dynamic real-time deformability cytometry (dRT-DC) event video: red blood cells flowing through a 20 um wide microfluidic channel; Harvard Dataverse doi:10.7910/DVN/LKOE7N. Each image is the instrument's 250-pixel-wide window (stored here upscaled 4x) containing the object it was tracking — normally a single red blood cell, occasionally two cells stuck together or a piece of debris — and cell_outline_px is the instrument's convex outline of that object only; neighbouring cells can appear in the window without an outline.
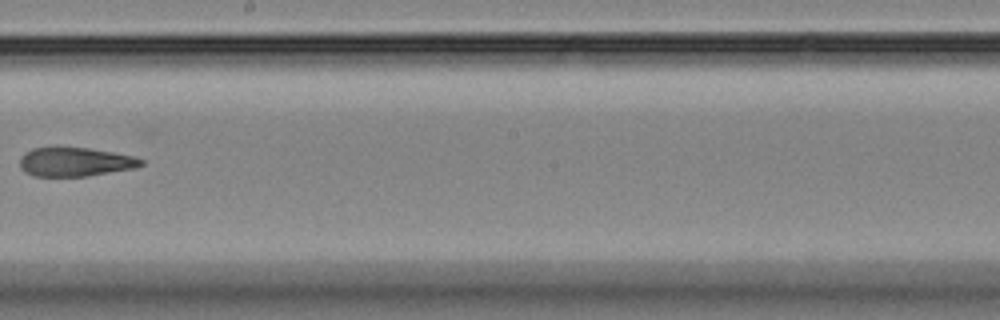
{"species": "Egyptian fruit bat (a non-hibernating species)", "species_latin": "Rousettus aegyptiacus", "temperature_condition": "room temperature", "stored_images_in_passage": 14, "camera_frame_rate_fps": 3000, "um_per_image_px": 0.085, "animal": {"sex": "female"}, "frame": {"image": 1, "passage_image": 7, "time_ms": 7.0, "image_size_px": [1000, 320], "cell_outline_px": [[144, 164], [136, 168], [88, 176], [32, 176], [24, 172], [20, 168], [20, 156], [24, 152], [32, 148], [88, 148], [112, 152], [132, 156], [144, 160]], "centroid_in_image_um": [6.37, 13.77], "position_along_channel_um": 241.8, "area_um2": 20.46}}
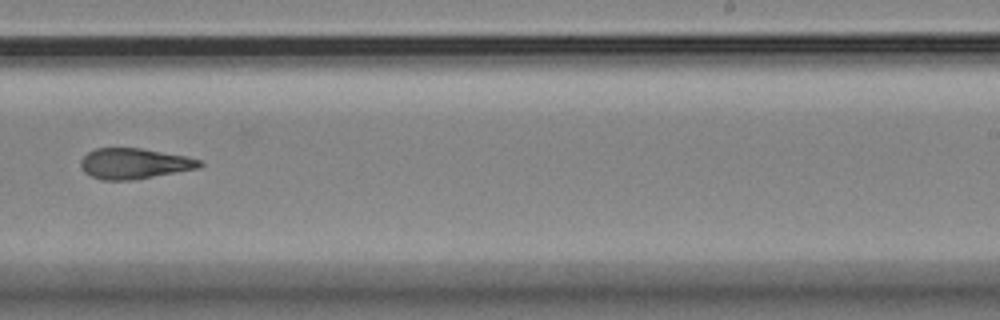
{"frame": {"image": 2, "passage_image": 8, "time_ms": 8.0, "image_size_px": [1000, 320], "cell_outline_px": [[204, 164], [200, 168], [132, 180], [100, 180], [84, 172], [80, 168], [80, 160], [88, 152], [96, 148], [140, 148], [184, 156], [200, 160]], "centroid_in_image_um": [11.38, 13.91], "position_along_channel_um": 277.6, "area_um2": 21.15}}
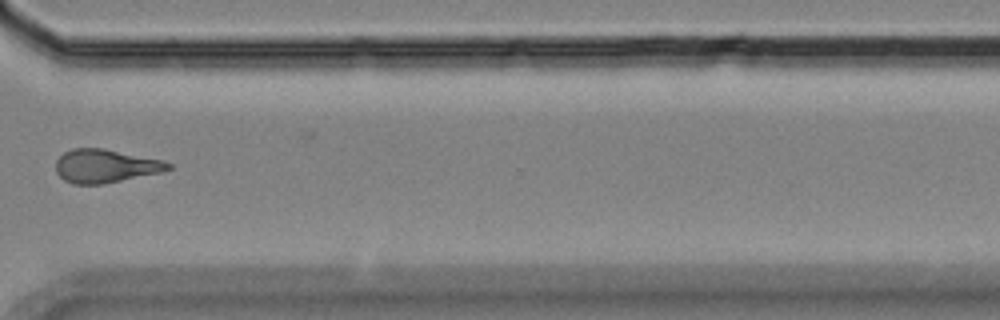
{"frame": {"image": 3, "passage_image": 10, "time_ms": 10.333, "image_size_px": [1000, 320], "cell_outline_px": [[172, 168], [160, 172], [104, 184], [72, 184], [64, 180], [56, 172], [56, 160], [64, 152], [72, 148], [104, 148], [164, 160], [172, 164]], "centroid_in_image_um": [8.95, 14.1], "position_along_channel_um": 361.6, "area_um2": 21.96}}